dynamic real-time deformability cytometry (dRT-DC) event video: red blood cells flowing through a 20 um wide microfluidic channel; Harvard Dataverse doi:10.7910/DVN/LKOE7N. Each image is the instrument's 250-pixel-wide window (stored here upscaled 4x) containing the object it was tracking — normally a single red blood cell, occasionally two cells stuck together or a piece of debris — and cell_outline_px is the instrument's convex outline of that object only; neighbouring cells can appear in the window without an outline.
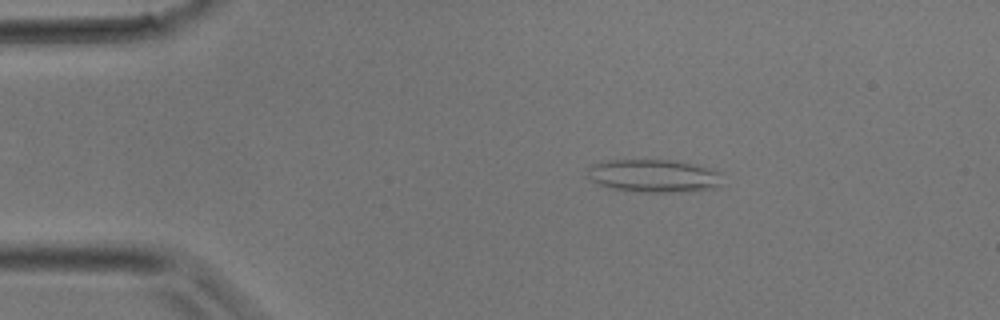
{"species": "common noctule bat (a hibernating species)", "species_latin": "Nyctalus noctula", "temperature_condition": "room temperature", "stored_images_in_passage": 35, "camera_frame_rate_fps": 3000, "um_per_image_px": 0.085, "animal": {"sex": "male", "body_mass_g": 17.9}, "frame": {"image": 1, "passage_image": 4, "time_ms": 1.0, "image_size_px": [1000, 320], "cell_outline_px": [[720, 184], [712, 188], [688, 192], [644, 192], [608, 188], [584, 176], [588, 168], [592, 164], [604, 160], [668, 160], [692, 164], [708, 168], [720, 172]], "centroid_in_image_um": [55.49, 14.95], "position_along_channel_um": 29.5, "area_um2": 25.89}}
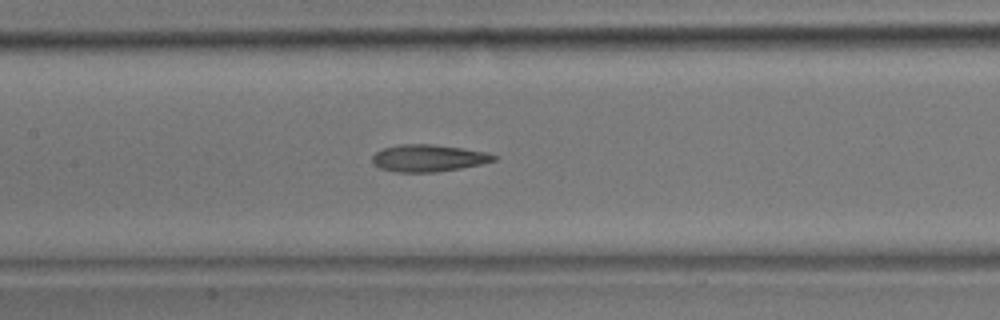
{"frame": {"image": 2, "passage_image": 15, "time_ms": 4.667, "image_size_px": [1000, 320], "cell_outline_px": [[500, 156], [496, 160], [480, 164], [460, 168], [436, 172], [396, 172], [380, 168], [372, 164], [372, 156], [376, 152], [384, 148], [400, 144], [432, 144], [488, 152]], "centroid_in_image_um": [36.42, 13.44], "position_along_channel_um": 171.0, "area_um2": 19.19}}
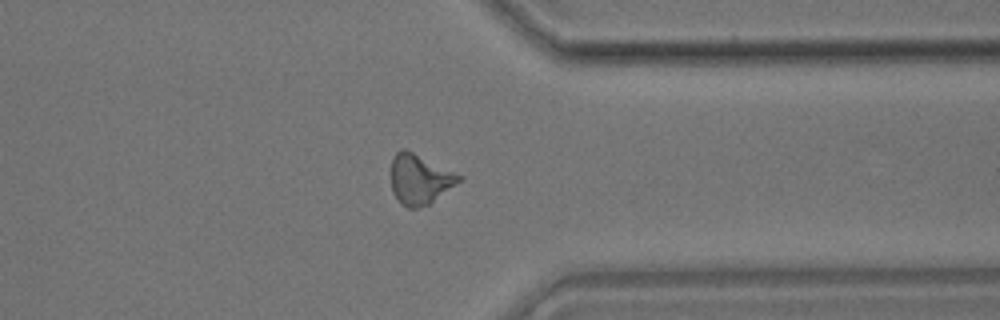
{"frame": {"image": 3, "passage_image": 27, "time_ms": 8.667, "image_size_px": [1000, 320], "cell_outline_px": [[464, 180], [428, 204], [420, 208], [408, 208], [392, 192], [392, 156], [400, 148], [404, 148], [464, 176]], "centroid_in_image_um": [35.71, 15.22], "position_along_channel_um": 375.7, "area_um2": 19.71}}